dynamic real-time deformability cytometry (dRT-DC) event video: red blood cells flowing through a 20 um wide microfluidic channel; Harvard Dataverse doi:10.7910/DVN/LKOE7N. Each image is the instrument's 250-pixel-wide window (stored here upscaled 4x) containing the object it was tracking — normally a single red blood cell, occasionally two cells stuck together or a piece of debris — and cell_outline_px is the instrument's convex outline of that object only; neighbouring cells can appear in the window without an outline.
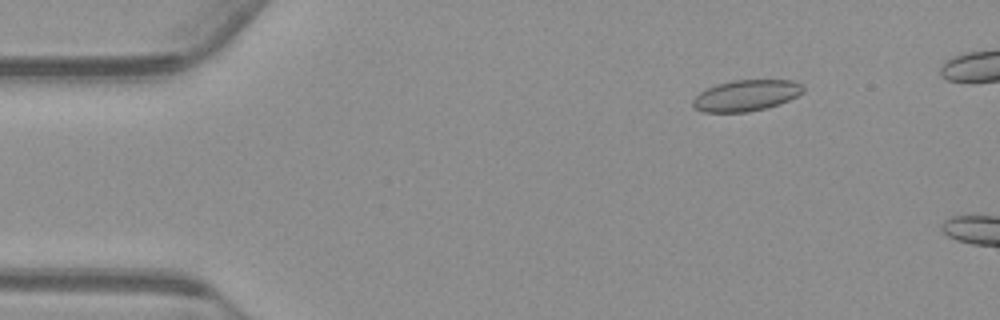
{"species": "common noctule bat (a hibernating species)", "species_latin": "Nyctalus noctula", "temperature_condition": "warm", "stored_images_in_passage": 11, "camera_frame_rate_fps": 3000, "um_per_image_px": 0.085, "animal": {"sex": "male", "body_mass_g": 23.1, "forearm_length_mm": 52.7}, "frame": {"image": 1, "passage_image": 8, "time_ms": 2.333, "image_size_px": [1000, 320], "cell_outline_px": [[804, 92], [780, 104], [748, 112], [704, 112], [692, 108], [692, 100], [700, 92], [716, 84], [732, 80], [792, 80], [804, 84]], "centroid_in_image_um": [63.42, 8.11], "position_along_channel_um": 21.6, "area_um2": 20.11}}